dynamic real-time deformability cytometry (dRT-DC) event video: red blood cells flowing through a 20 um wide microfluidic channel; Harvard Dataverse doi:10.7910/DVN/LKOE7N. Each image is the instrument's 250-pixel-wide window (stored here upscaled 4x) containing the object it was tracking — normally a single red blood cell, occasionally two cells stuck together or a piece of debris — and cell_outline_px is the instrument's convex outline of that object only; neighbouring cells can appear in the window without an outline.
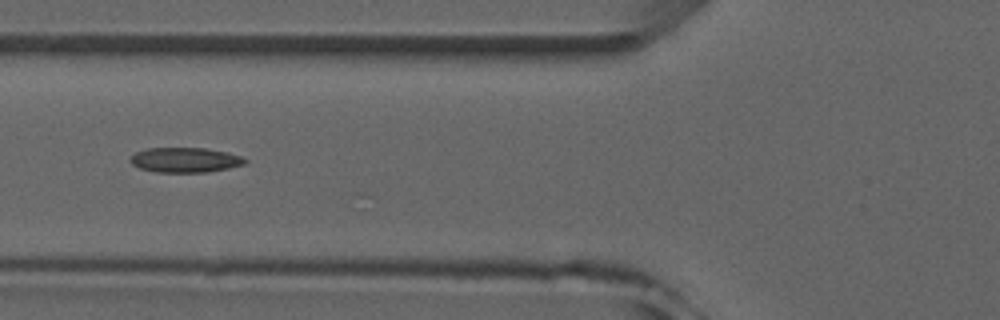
{"species": "common noctule bat (a hibernating species)", "species_latin": "Nyctalus noctula", "temperature_condition": "room temperature", "stored_images_in_passage": 7, "camera_frame_rate_fps": 3000, "um_per_image_px": 0.085, "animal": {"sex": "male", "forearm_length_mm": 52.5}, "frame": {"image": 1, "passage_image": 6, "time_ms": 6.0, "image_size_px": [1000, 320], "cell_outline_px": [[248, 160], [244, 164], [228, 168], [204, 172], [156, 172], [140, 168], [132, 164], [128, 160], [136, 152], [144, 148], [204, 148], [228, 152], [240, 156]], "centroid_in_image_um": [15.71, 13.59], "position_along_channel_um": 110.1, "area_um2": 16.59}}
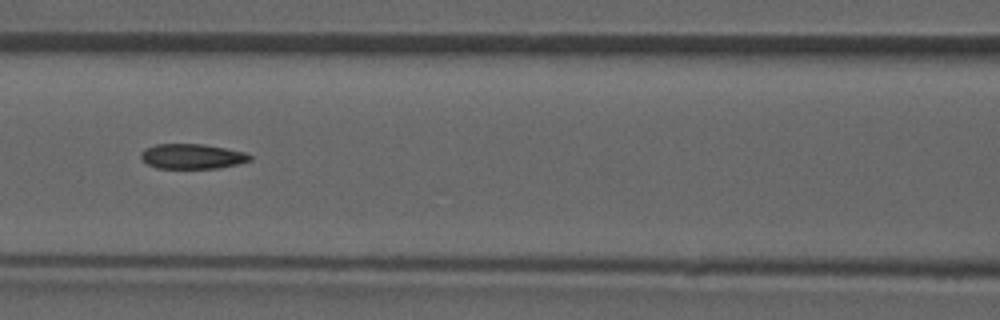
{"frame": {"image": 2, "passage_image": 7, "time_ms": 7.0, "image_size_px": [1000, 320], "cell_outline_px": [[252, 160], [236, 164], [216, 168], [156, 168], [148, 164], [140, 156], [140, 152], [144, 148], [156, 144], [204, 144], [244, 152], [252, 156]], "centroid_in_image_um": [16.3, 13.28], "position_along_channel_um": 150.3, "area_um2": 15.78}}